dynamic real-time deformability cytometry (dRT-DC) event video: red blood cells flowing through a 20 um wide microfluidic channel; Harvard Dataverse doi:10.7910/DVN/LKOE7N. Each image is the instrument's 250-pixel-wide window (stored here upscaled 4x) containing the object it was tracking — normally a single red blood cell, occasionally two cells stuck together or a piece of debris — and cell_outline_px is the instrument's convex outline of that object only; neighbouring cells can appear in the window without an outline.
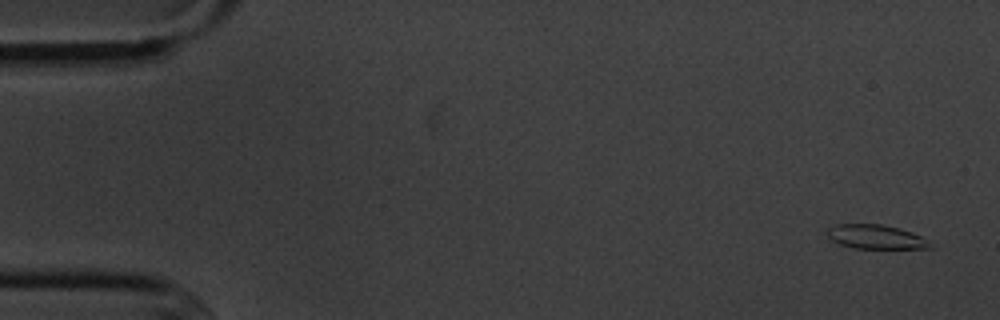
{"species": "common noctule bat (a hibernating species)", "species_latin": "Nyctalus noctula", "temperature_condition": "cold", "stored_images_in_passage": 6, "camera_frame_rate_fps": 3000, "um_per_image_px": 0.085, "animal": {"sex": "male", "body_mass_g": 20.1, "forearm_length_mm": 53.5}, "frame": {"image": 1, "passage_image": 1, "time_ms": 0.0, "image_size_px": [1000, 320], "cell_outline_px": [[932, 248], [856, 248], [840, 244], [832, 240], [828, 236], [828, 228], [836, 224], [880, 224], [900, 228], [912, 232], [920, 236]], "centroid_in_image_um": [74.39, 20.12], "position_along_channel_um": 10.6, "area_um2": 14.1}}
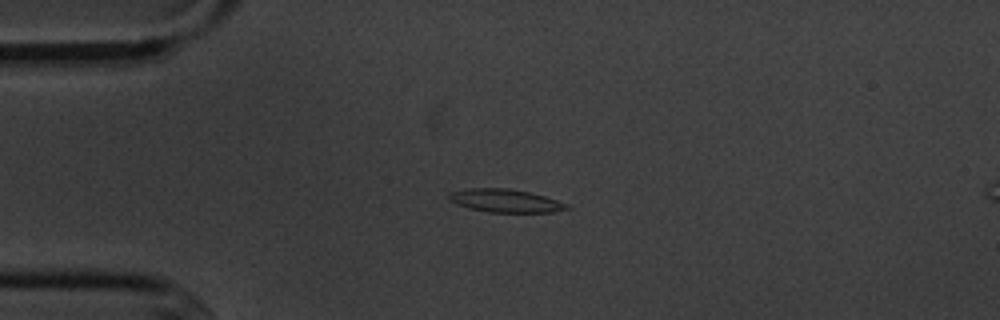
{"frame": {"image": 2, "passage_image": 4, "time_ms": 3.667, "image_size_px": [1000, 320], "cell_outline_px": [[572, 208], [552, 212], [488, 212], [468, 208], [456, 204], [448, 200], [448, 196], [452, 192], [472, 188], [508, 188], [528, 192], [544, 196], [568, 204]], "centroid_in_image_um": [42.96, 17.07], "position_along_channel_um": 42.0, "area_um2": 15.78}}